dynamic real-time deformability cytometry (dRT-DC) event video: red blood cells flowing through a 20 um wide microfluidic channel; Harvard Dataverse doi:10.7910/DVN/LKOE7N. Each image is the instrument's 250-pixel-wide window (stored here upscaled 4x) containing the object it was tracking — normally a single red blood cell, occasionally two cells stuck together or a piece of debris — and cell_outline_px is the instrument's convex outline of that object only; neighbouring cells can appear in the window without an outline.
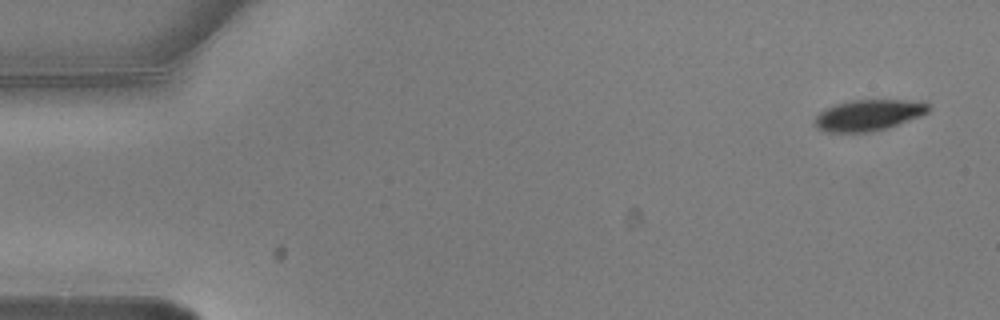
{"species": "common noctule bat (a hibernating species)", "species_latin": "Nyctalus noctula", "temperature_condition": "warm", "stored_images_in_passage": 5, "camera_frame_rate_fps": 3000, "um_per_image_px": 0.085, "animal": {"sex": "male", "body_mass_g": 20.5, "forearm_length_mm": 52.5}, "frame": {"image": 1, "passage_image": 1, "time_ms": 0.0, "image_size_px": [1000, 320], "cell_outline_px": [[932, 108], [928, 112], [920, 116], [888, 128], [868, 132], [828, 132], [816, 128], [812, 124], [816, 116], [820, 112], [836, 104], [852, 100], [904, 100], [928, 104]], "centroid_in_image_um": [73.79, 9.8], "position_along_channel_um": 11.2, "area_um2": 20.46}}
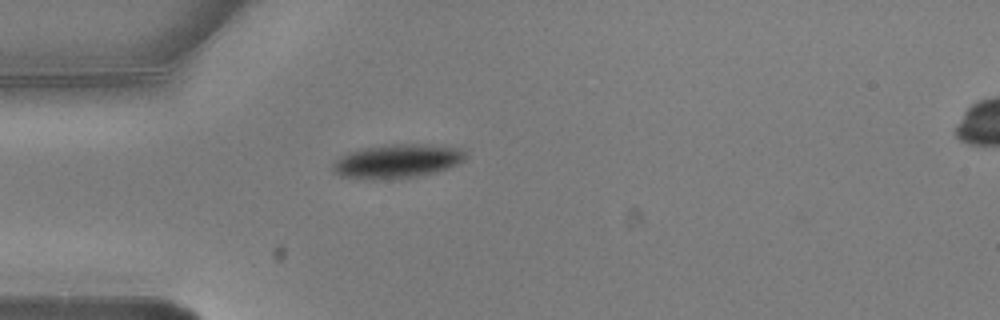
{"frame": {"image": 2, "passage_image": 4, "time_ms": 1.0, "image_size_px": [1000, 320], "cell_outline_px": [[468, 156], [464, 160], [448, 168], [436, 172], [416, 176], [372, 180], [340, 176], [332, 172], [332, 164], [340, 156], [348, 152], [360, 148], [392, 144], [412, 144], [460, 148]], "centroid_in_image_um": [33.7, 13.7], "position_along_channel_um": 51.3, "area_um2": 26.07}}